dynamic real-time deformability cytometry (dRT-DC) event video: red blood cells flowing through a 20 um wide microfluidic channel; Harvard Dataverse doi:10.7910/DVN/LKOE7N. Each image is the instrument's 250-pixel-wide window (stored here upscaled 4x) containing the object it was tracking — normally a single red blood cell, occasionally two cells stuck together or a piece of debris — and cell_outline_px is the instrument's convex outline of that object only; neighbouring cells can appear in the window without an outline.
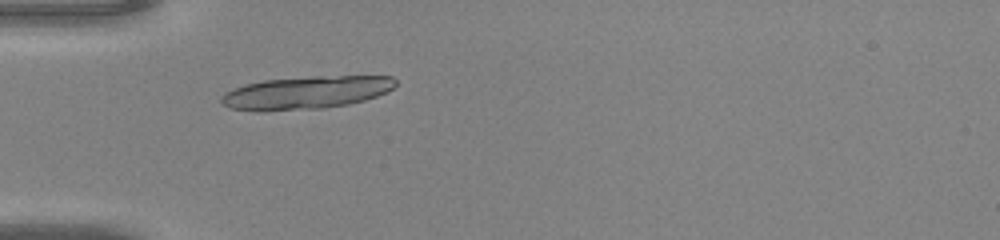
{"species": "common noctule bat (a hibernating species)", "species_latin": "Nyctalus noctula", "temperature_condition": "warm", "stored_images_in_passage": 33, "camera_frame_rate_fps": 3000, "um_per_image_px": 0.085, "animal": {"sex": "male", "body_mass_g": 20.0, "forearm_length_mm": 53.3}, "frame": {"image": 1, "passage_image": 1, "time_ms": 0.0, "image_size_px": [1000, 240], "cell_outline_px": [[396, 84], [392, 88], [376, 96], [364, 100], [348, 104], [324, 108], [264, 112], [256, 112], [232, 108], [224, 104], [220, 100], [220, 96], [224, 92], [248, 84], [264, 80], [316, 76], [392, 76], [396, 80]], "centroid_in_image_um": [25.99, 7.88], "position_along_channel_um": 59.0, "area_um2": 33.35}}